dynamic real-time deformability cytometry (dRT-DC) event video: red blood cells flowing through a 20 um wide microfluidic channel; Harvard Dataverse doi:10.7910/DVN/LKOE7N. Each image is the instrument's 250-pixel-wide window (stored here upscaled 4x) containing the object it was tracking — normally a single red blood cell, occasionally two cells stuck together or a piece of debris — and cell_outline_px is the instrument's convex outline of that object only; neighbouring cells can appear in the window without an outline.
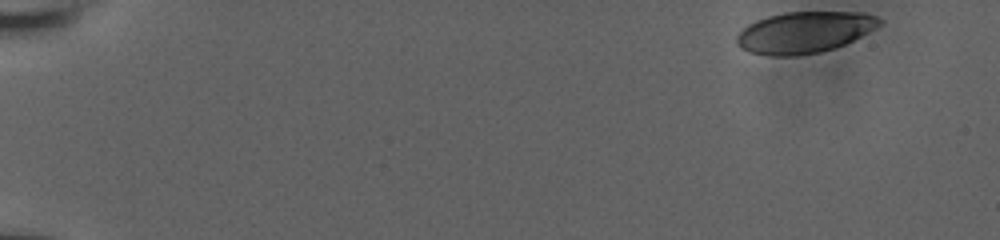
{"species": "human", "species_latin": "Homo sapiens", "temperature_condition": "room temperature", "stored_images_in_passage": 8, "camera_frame_rate_fps": 3000, "um_per_image_px": 0.085, "donor": {"sex": "male"}, "frame": {"image": 1, "passage_image": 1, "time_ms": 0.0, "image_size_px": [1000, 240], "cell_outline_px": [[884, 20], [880, 24], [860, 36], [844, 44], [820, 52], [796, 56], [772, 56], [748, 52], [740, 48], [736, 44], [736, 36], [748, 24], [756, 20], [768, 16], [784, 12], [864, 12], [876, 16]], "centroid_in_image_um": [68.33, 2.74], "position_along_channel_um": 16.7, "area_um2": 34.33}}
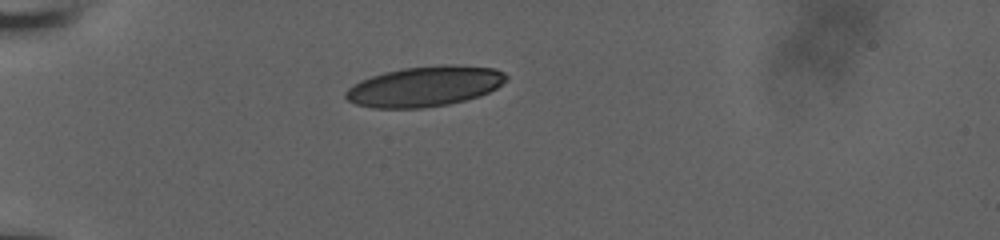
{"frame": {"image": 2, "passage_image": 7, "time_ms": 2.0, "image_size_px": [1000, 240], "cell_outline_px": [[508, 80], [496, 88], [480, 96], [448, 104], [424, 108], [372, 108], [356, 104], [348, 100], [344, 96], [344, 92], [348, 88], [360, 80], [384, 72], [404, 68], [444, 64], [452, 64], [496, 68], [504, 72], [508, 76]], "centroid_in_image_um": [36.12, 7.33], "position_along_channel_um": 48.9, "area_um2": 37.86}}